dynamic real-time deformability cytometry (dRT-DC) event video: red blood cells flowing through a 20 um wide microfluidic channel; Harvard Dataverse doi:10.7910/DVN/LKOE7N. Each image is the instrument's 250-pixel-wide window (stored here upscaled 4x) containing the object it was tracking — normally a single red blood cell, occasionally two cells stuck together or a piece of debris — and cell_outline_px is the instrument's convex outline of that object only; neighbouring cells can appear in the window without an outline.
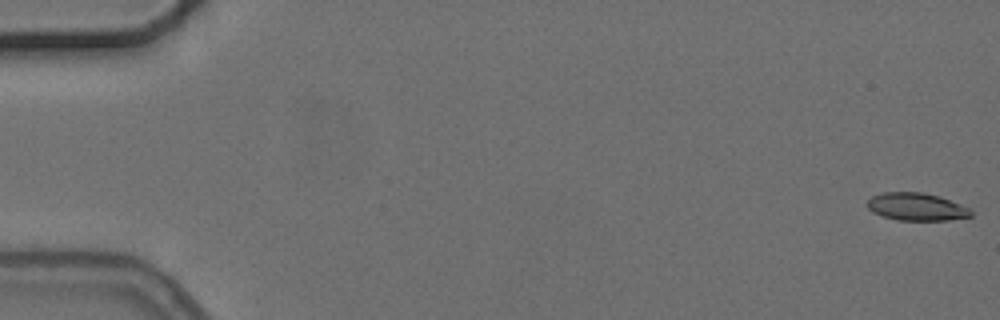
{"species": "common noctule bat (a hibernating species)", "species_latin": "Nyctalus noctula", "temperature_condition": "cold", "stored_images_in_passage": 4, "camera_frame_rate_fps": 3000, "um_per_image_px": 0.085, "animal": {"sex": "female", "body_mass_g": 24.6, "forearm_length_mm": 56.2}, "frame": {"image": 1, "passage_image": 1, "time_ms": 0.0, "image_size_px": [1000, 320], "cell_outline_px": [[972, 216], [948, 220], [896, 220], [872, 212], [868, 208], [868, 200], [872, 196], [884, 192], [924, 192], [940, 196], [960, 204], [968, 208], [972, 212]], "centroid_in_image_um": [77.9, 17.57], "position_along_channel_um": 7.1, "area_um2": 16.65}}
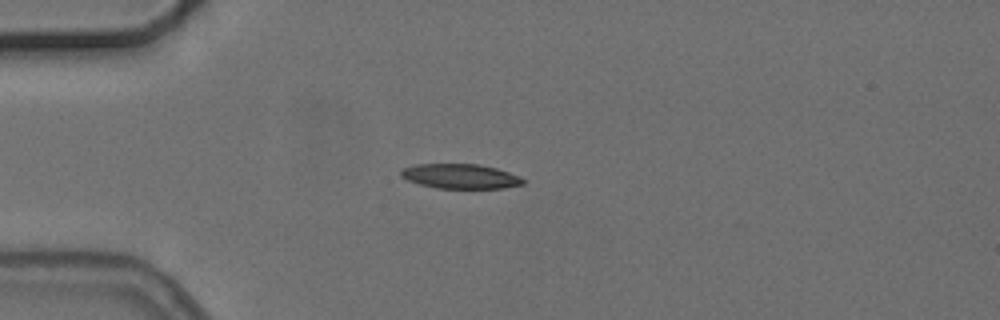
{"frame": {"image": 2, "passage_image": 4, "time_ms": 4.667, "image_size_px": [1000, 320], "cell_outline_px": [[524, 184], [504, 188], [436, 188], [420, 184], [408, 180], [400, 176], [400, 172], [404, 168], [416, 164], [480, 164], [496, 168], [520, 176], [524, 180]], "centroid_in_image_um": [39.14, 14.98], "position_along_channel_um": 45.9, "area_um2": 17.51}}